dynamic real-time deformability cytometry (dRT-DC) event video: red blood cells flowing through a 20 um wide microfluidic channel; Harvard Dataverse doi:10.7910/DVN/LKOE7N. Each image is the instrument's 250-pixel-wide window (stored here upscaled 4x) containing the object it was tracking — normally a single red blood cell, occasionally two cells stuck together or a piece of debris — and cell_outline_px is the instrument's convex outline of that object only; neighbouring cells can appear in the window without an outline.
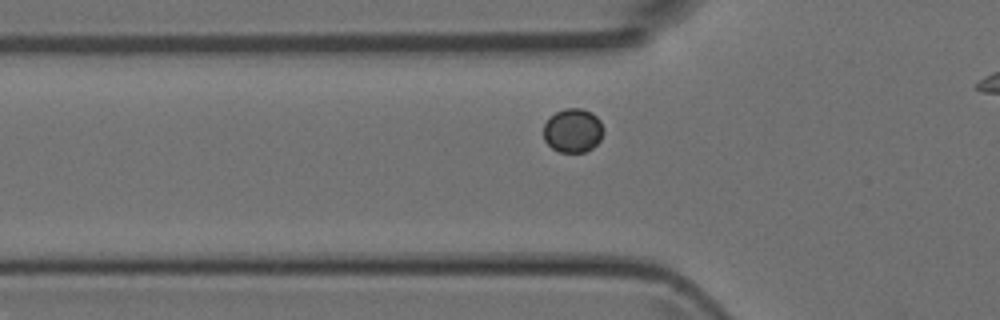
{"species": "Egyptian fruit bat (a non-hibernating species)", "species_latin": "Rousettus aegyptiacus", "temperature_condition": "room temperature", "stored_images_in_passage": 30, "camera_frame_rate_fps": 3000, "um_per_image_px": 0.085, "animal": {"sex": "female"}, "frame": {"image": 1, "passage_image": 6, "time_ms": 1.667, "image_size_px": [1000, 320], "cell_outline_px": [[604, 132], [600, 140], [592, 148], [584, 152], [560, 152], [552, 148], [544, 140], [544, 124], [556, 112], [564, 108], [580, 108], [592, 112], [600, 120], [604, 128]], "centroid_in_image_um": [48.72, 11.09], "position_along_channel_um": 77.1, "area_um2": 15.37}}
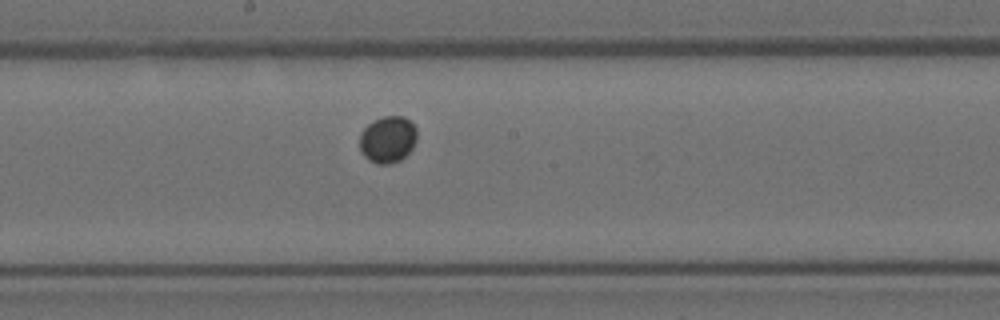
{"frame": {"image": 2, "passage_image": 16, "time_ms": 5.0, "image_size_px": [1000, 320], "cell_outline_px": [[416, 140], [412, 148], [400, 160], [392, 164], [376, 164], [368, 160], [360, 152], [360, 132], [372, 120], [384, 116], [404, 116], [416, 128]], "centroid_in_image_um": [32.93, 11.86], "position_along_channel_um": 215.3, "area_um2": 15.72}}
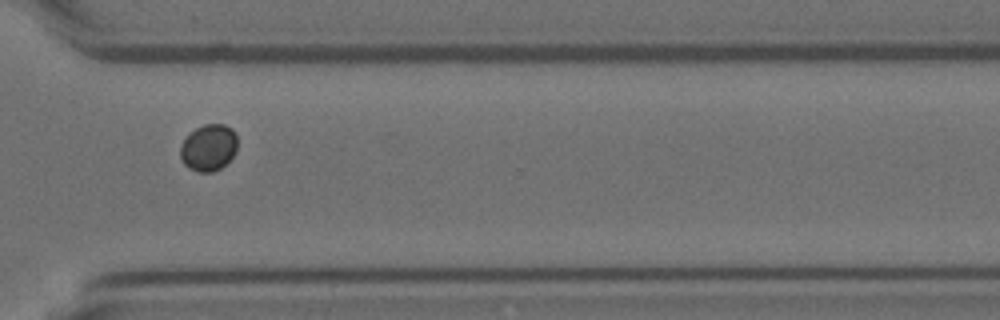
{"frame": {"image": 3, "passage_image": 26, "time_ms": 8.333, "image_size_px": [1000, 320], "cell_outline_px": [[236, 152], [220, 168], [212, 172], [200, 172], [188, 168], [184, 164], [180, 156], [180, 148], [184, 136], [196, 128], [204, 124], [224, 124], [232, 128], [236, 132]], "centroid_in_image_um": [17.71, 12.53], "position_along_channel_um": 352.9, "area_um2": 15.61}}